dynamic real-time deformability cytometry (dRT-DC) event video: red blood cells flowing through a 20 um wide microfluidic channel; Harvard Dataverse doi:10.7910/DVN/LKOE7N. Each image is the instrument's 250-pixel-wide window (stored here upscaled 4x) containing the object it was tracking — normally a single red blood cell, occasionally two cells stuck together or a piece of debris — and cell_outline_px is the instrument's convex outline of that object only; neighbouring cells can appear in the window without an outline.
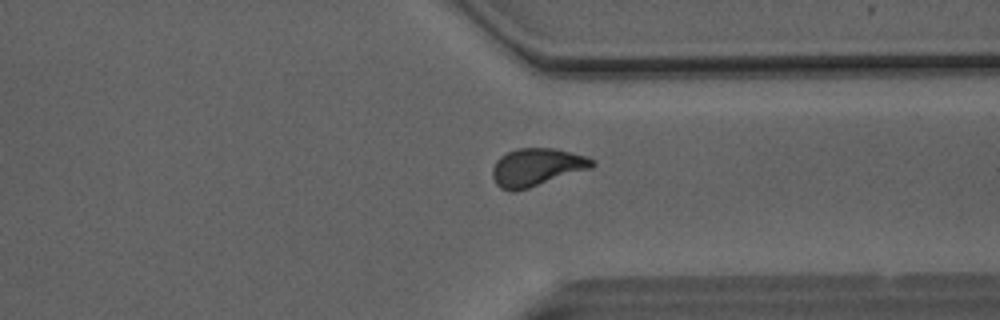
{"species": "Egyptian fruit bat (a non-hibernating species)", "species_latin": "Rousettus aegyptiacus", "temperature_condition": "room temperature", "stored_images_in_passage": 41, "camera_frame_rate_fps": 3000, "um_per_image_px": 0.085, "animal": {"sex": "male"}, "frame": {"image": 1, "passage_image": 29, "time_ms": 9.333, "image_size_px": [1000, 320], "cell_outline_px": [[596, 164], [592, 168], [516, 192], [508, 192], [500, 188], [496, 184], [492, 176], [492, 168], [496, 160], [500, 156], [516, 148], [556, 148], [588, 156], [596, 160]], "centroid_in_image_um": [45.63, 14.21], "position_along_channel_um": 365.8, "area_um2": 22.37}}
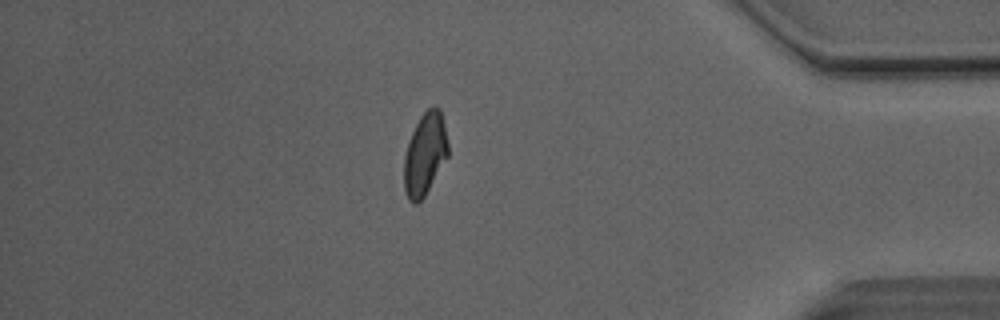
{"frame": {"image": 2, "passage_image": 34, "time_ms": 11.0, "image_size_px": [1000, 320], "cell_outline_px": [[448, 156], [424, 196], [416, 204], [412, 204], [408, 200], [404, 188], [404, 156], [408, 140], [420, 116], [428, 108], [436, 104], [440, 108], [444, 124], [448, 144]], "centroid_in_image_um": [36.11, 13.08], "position_along_channel_um": 399.1, "area_um2": 21.15}}
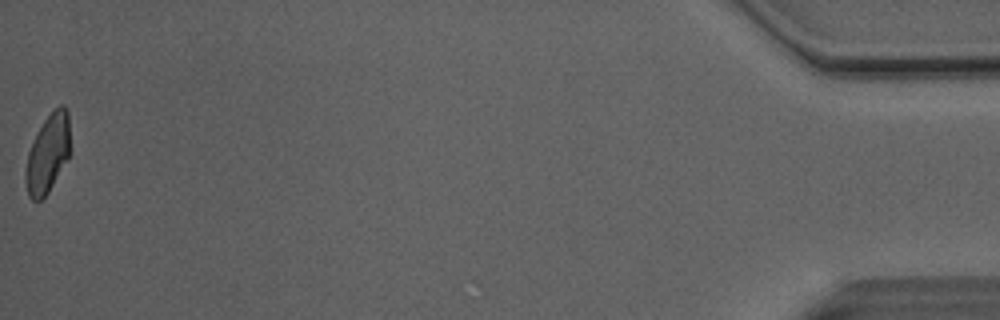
{"frame": {"image": 3, "passage_image": 41, "time_ms": 13.333, "image_size_px": [1000, 320], "cell_outline_px": [[68, 156], [48, 192], [40, 200], [32, 200], [28, 196], [24, 180], [24, 176], [28, 152], [44, 120], [60, 104], [64, 104], [68, 112]], "centroid_in_image_um": [4.02, 13.08], "position_along_channel_um": 431.2, "area_um2": 19.65}, "authors_computed_cell_mechanics": {"area_um2": 21.386, "velocity_mm_per_s": 4.1103, "shape_relaxation_time_tau1_ms": 4.9702, "shape_relaxation_time_tau2_ms": 2.1112, "deformation_change_tau1": 0.1349, "deformation_change_tau2": 0.0729}}